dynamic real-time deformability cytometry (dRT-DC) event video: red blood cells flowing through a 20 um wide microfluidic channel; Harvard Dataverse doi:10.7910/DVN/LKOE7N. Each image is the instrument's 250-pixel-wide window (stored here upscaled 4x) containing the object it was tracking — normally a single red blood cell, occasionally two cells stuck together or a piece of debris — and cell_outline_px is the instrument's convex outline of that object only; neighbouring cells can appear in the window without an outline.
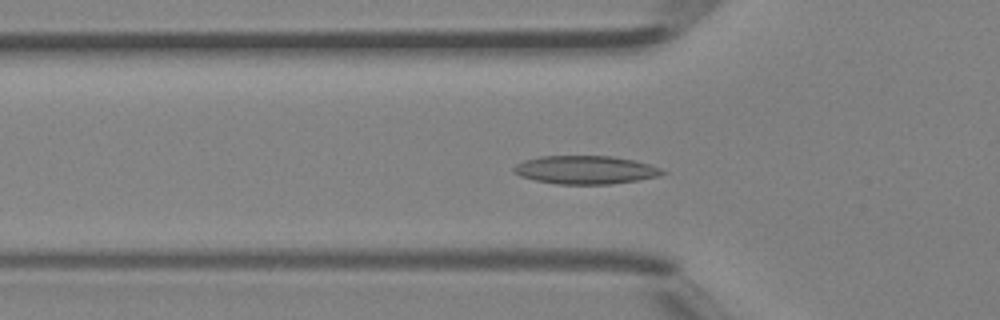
{"species": "Egyptian fruit bat (a non-hibernating species)", "species_latin": "Rousettus aegyptiacus", "temperature_condition": "room temperature", "stored_images_in_passage": 42, "camera_frame_rate_fps": 3000, "um_per_image_px": 0.085, "animal": {"sex": "female"}, "frame": {"image": 1, "passage_image": 14, "time_ms": 4.333, "image_size_px": [1000, 320], "cell_outline_px": [[668, 172], [656, 176], [636, 180], [612, 184], [556, 184], [536, 180], [520, 176], [512, 172], [512, 168], [516, 164], [524, 160], [540, 156], [612, 156], [632, 160], [648, 164], [660, 168]], "centroid_in_image_um": [49.71, 14.44], "position_along_channel_um": 76.1, "area_um2": 24.39}}
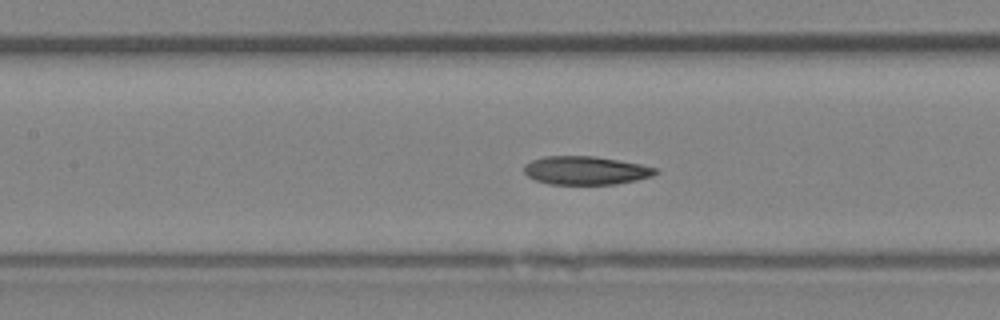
{"frame": {"image": 2, "passage_image": 19, "time_ms": 6.0, "image_size_px": [1000, 320], "cell_outline_px": [[660, 172], [652, 176], [636, 180], [616, 184], [548, 184], [536, 180], [528, 176], [524, 172], [524, 164], [532, 160], [544, 156], [596, 156], [640, 164], [656, 168]], "centroid_in_image_um": [49.78, 14.48], "position_along_channel_um": 157.6, "area_um2": 21.79}}
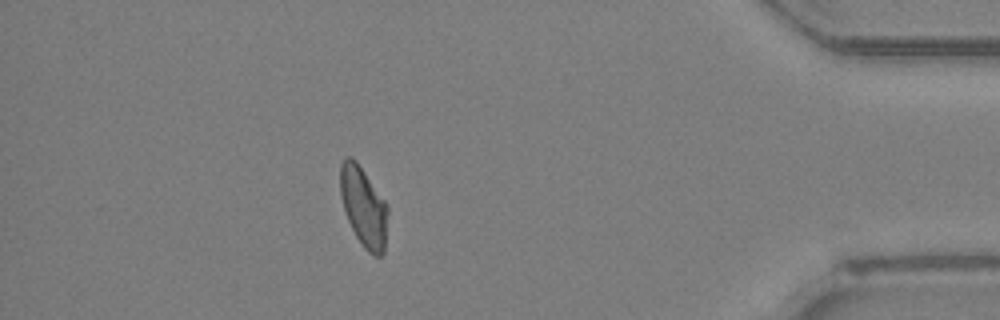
{"frame": {"image": 3, "passage_image": 37, "time_ms": 12.0, "image_size_px": [1000, 320], "cell_outline_px": [[388, 212], [384, 252], [380, 256], [376, 256], [368, 252], [364, 248], [356, 236], [344, 212], [340, 196], [340, 164], [344, 156], [352, 156], [356, 160], [384, 200], [388, 208]], "centroid_in_image_um": [30.88, 17.56], "position_along_channel_um": 404.3, "area_um2": 22.14}}